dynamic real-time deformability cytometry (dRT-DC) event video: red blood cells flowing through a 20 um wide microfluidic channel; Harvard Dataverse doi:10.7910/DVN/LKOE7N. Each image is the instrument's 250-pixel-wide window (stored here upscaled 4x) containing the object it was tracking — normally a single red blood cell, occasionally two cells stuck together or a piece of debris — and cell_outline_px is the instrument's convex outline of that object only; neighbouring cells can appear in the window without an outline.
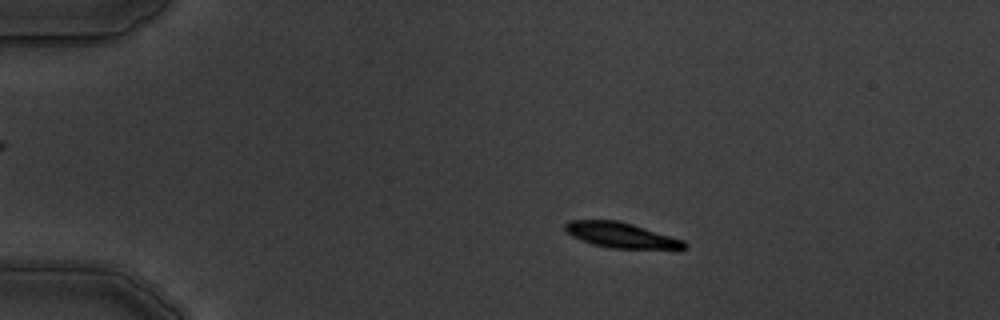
{"species": "common noctule bat (a hibernating species)", "species_latin": "Nyctalus noctula", "temperature_condition": "warm", "stored_images_in_passage": 7, "camera_frame_rate_fps": 3000, "um_per_image_px": 0.085, "animal": {"sex": "male", "body_mass_g": 19.5, "forearm_length_mm": 54.6}, "frame": {"image": 1, "passage_image": 4, "time_ms": 3.333, "image_size_px": [1000, 320], "cell_outline_px": [[688, 244], [684, 248], [612, 248], [592, 244], [580, 240], [572, 236], [564, 228], [564, 224], [568, 220], [616, 220], [632, 224], [684, 240]], "centroid_in_image_um": [52.73, 19.97], "position_along_channel_um": 32.3, "area_um2": 17.28}}